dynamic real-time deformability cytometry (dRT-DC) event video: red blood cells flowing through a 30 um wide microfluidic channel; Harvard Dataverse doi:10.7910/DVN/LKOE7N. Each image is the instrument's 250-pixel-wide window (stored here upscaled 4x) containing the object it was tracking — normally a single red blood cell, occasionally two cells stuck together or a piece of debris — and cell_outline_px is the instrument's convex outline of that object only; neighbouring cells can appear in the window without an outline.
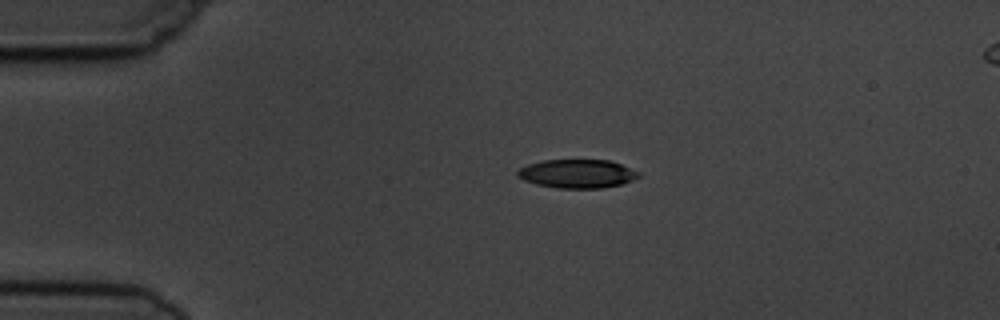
{"species": "common noctule bat (a hibernating species)", "species_latin": "Nyctalus noctula", "temperature_condition": "cold", "stored_images_in_passage": 4, "camera_frame_rate_fps": 3000, "um_per_image_px": 0.085, "animal": {"sex": "male", "body_mass_g": 19.5, "forearm_length_mm": 54.6}, "frame": {"image": 1, "passage_image": 2, "time_ms": 1.333, "image_size_px": [1000, 320], "cell_outline_px": [[640, 176], [624, 184], [604, 188], [556, 188], [536, 184], [524, 180], [516, 176], [516, 172], [520, 168], [528, 164], [544, 160], [608, 160], [620, 164], [640, 172]], "centroid_in_image_um": [49.07, 14.77], "position_along_channel_um": 35.9, "area_um2": 20.29}}